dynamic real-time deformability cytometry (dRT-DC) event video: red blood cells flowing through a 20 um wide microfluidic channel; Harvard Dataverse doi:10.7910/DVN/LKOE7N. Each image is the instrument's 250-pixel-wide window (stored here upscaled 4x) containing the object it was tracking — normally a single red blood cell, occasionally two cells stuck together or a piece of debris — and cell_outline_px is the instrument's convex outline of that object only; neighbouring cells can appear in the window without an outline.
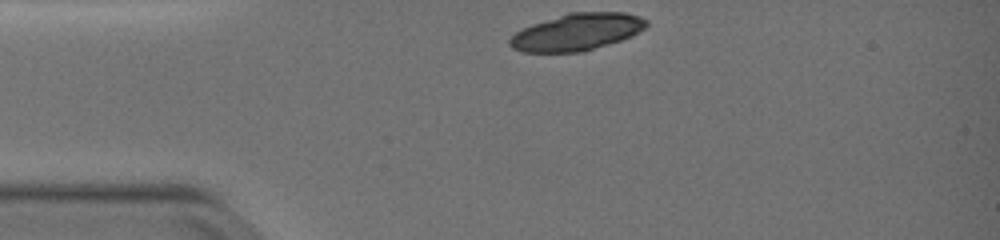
{"species": "common noctule bat (a hibernating species)", "species_latin": "Nyctalus noctula", "temperature_condition": "warm", "stored_images_in_passage": 35, "camera_frame_rate_fps": 3000, "um_per_image_px": 0.085, "animal": {"sex": "female", "body_mass_g": 19.0, "forearm_length_mm": 51.5}, "frame": {"image": 1, "passage_image": 1, "time_ms": 0.0, "image_size_px": [1000, 240], "cell_outline_px": [[648, 24], [644, 28], [632, 36], [584, 52], [524, 52], [512, 48], [508, 44], [508, 40], [516, 32], [532, 24], [568, 12], [624, 12], [640, 16], [648, 20]], "centroid_in_image_um": [49.05, 2.72], "position_along_channel_um": 36.0, "area_um2": 29.48}}